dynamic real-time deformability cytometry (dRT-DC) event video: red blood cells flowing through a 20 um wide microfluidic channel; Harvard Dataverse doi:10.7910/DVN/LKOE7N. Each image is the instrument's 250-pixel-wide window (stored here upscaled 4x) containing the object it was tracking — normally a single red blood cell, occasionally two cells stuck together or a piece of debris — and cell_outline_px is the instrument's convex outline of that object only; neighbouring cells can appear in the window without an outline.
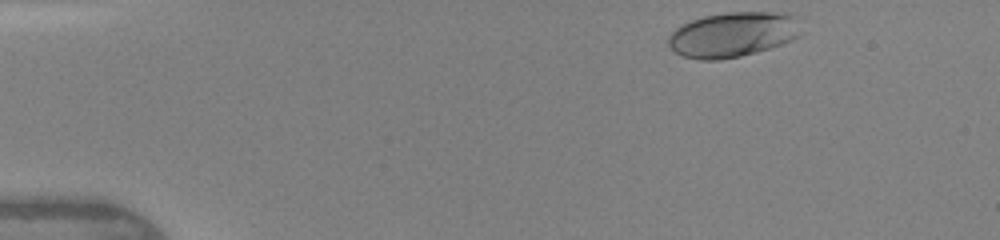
{"species": "human", "species_latin": "Homo sapiens", "temperature_condition": "warm", "stored_images_in_passage": 41, "camera_frame_rate_fps": 3000, "um_per_image_px": 0.085, "donor": {"sex": "female"}, "frame": {"image": 1, "passage_image": 1, "time_ms": 0.0, "image_size_px": [1000, 240], "cell_outline_px": [[804, 32], [800, 36], [792, 40], [756, 52], [740, 56], [720, 60], [700, 60], [684, 56], [676, 52], [668, 44], [668, 36], [676, 28], [688, 20], [704, 16], [728, 12], [772, 12], [792, 16]], "centroid_in_image_um": [62.27, 2.94], "position_along_channel_um": 22.7, "area_um2": 34.68}}
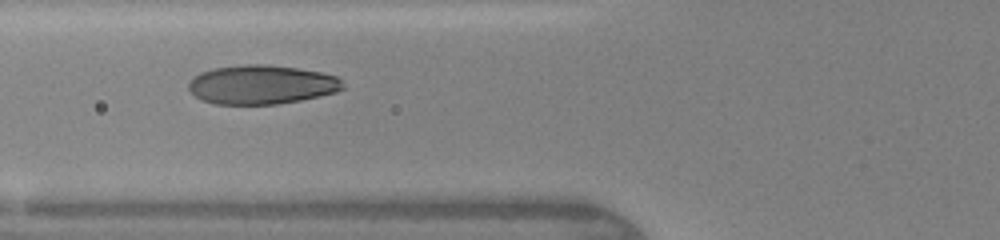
{"frame": {"image": 2, "passage_image": 13, "time_ms": 4.0, "image_size_px": [1000, 240], "cell_outline_px": [[344, 88], [336, 92], [320, 96], [300, 100], [276, 104], [216, 104], [204, 100], [196, 96], [188, 88], [188, 84], [200, 72], [212, 68], [244, 64], [264, 64], [296, 68], [320, 72], [336, 76], [344, 84]], "centroid_in_image_um": [22.24, 7.19], "position_along_channel_um": 103.6, "area_um2": 34.91}}
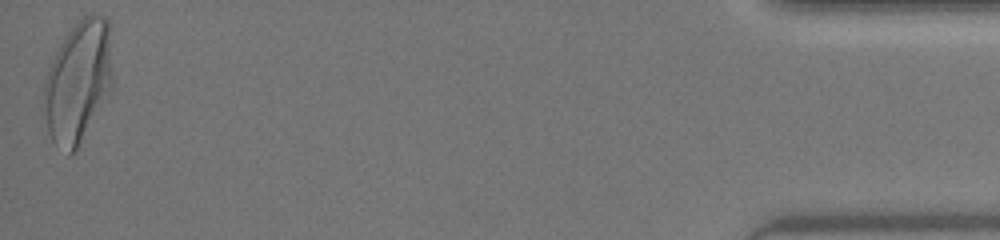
{"frame": {"image": 3, "passage_image": 41, "time_ms": 13.333, "image_size_px": [1000, 240], "cell_outline_px": [[112, 88], [76, 148], [68, 156], [52, 140], [48, 132], [44, 100], [44, 80], [52, 60], [60, 44], [68, 32], [84, 16], [104, 16], [108, 20], [112, 76]], "centroid_in_image_um": [6.63, 6.94], "position_along_channel_um": 428.6, "area_um2": 47.63}, "authors_computed_cell_mechanics": {"area_um2": 35.6048, "velocity_mm_per_s": 4.3527, "shape_relaxation_time_tau1_ms": 5.3545, "shape_relaxation_time_tau2_ms": null, "deformation_change_tau1": 0.2066, "deformation_change_tau2": null}}